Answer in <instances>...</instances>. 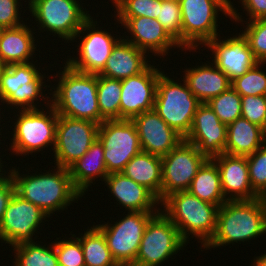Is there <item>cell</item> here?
<instances>
[{
	"mask_svg": "<svg viewBox=\"0 0 266 266\" xmlns=\"http://www.w3.org/2000/svg\"><path fill=\"white\" fill-rule=\"evenodd\" d=\"M10 165L12 168L9 167V174L14 181L16 193L28 202L38 206L50 220H52L53 214L56 216V214L65 213L66 209L70 208L69 206H73L75 202L78 203L82 197L86 199L73 185L68 168L53 166L52 164L51 167L53 168L51 170L50 167L45 170L48 166L39 169L30 164L29 168L25 167L23 169H27L26 171H21L24 166L22 167L20 163L18 165L21 168L17 165L13 167L12 163ZM29 171L32 173L30 174Z\"/></svg>",
	"mask_w": 266,
	"mask_h": 266,
	"instance_id": "cell-1",
	"label": "cell"
},
{
	"mask_svg": "<svg viewBox=\"0 0 266 266\" xmlns=\"http://www.w3.org/2000/svg\"><path fill=\"white\" fill-rule=\"evenodd\" d=\"M58 61L61 62L55 60L54 65L63 67H58L59 71L55 75L51 74L50 104L58 115L89 120L100 125L104 119L97 101V74L79 72L65 62L62 61V65Z\"/></svg>",
	"mask_w": 266,
	"mask_h": 266,
	"instance_id": "cell-2",
	"label": "cell"
},
{
	"mask_svg": "<svg viewBox=\"0 0 266 266\" xmlns=\"http://www.w3.org/2000/svg\"><path fill=\"white\" fill-rule=\"evenodd\" d=\"M37 61L10 64L1 67L0 107L4 109V113L5 110L9 113L12 110L38 109L50 105L49 96L51 89L49 88H51V83L49 82L51 81V74L49 75V72L45 73V70L48 71L53 67L56 71L58 68L53 66L54 63L47 64L49 65L48 69L47 65L42 68L43 63L40 65V62ZM44 78L48 79L46 80Z\"/></svg>",
	"mask_w": 266,
	"mask_h": 266,
	"instance_id": "cell-3",
	"label": "cell"
},
{
	"mask_svg": "<svg viewBox=\"0 0 266 266\" xmlns=\"http://www.w3.org/2000/svg\"><path fill=\"white\" fill-rule=\"evenodd\" d=\"M6 114L14 116L11 118L9 115L7 118H10V120L5 121V126H7V123L13 124V127L8 124L10 128L7 126L4 131V135H8L5 140H10L9 147L5 145L7 148L3 150L5 153L7 150V152L10 151L7 153L9 154L6 156L7 160H12L13 157L11 156L13 154L16 157L21 156L22 158L19 159L23 161H25L23 157L28 156L26 160H29V155L32 156L34 154L32 156L34 158L35 154L40 152L44 156L45 151L43 150H50L49 157L51 156L56 143V126L58 122V114L51 104L45 108L18 110V112L15 110ZM8 128L13 131H7Z\"/></svg>",
	"mask_w": 266,
	"mask_h": 266,
	"instance_id": "cell-4",
	"label": "cell"
},
{
	"mask_svg": "<svg viewBox=\"0 0 266 266\" xmlns=\"http://www.w3.org/2000/svg\"><path fill=\"white\" fill-rule=\"evenodd\" d=\"M266 235V204L259 198L253 200L226 201L219 207L216 231L210 242L201 250L220 249L236 245L252 244ZM245 243V244H244ZM215 248V249H214Z\"/></svg>",
	"mask_w": 266,
	"mask_h": 266,
	"instance_id": "cell-5",
	"label": "cell"
},
{
	"mask_svg": "<svg viewBox=\"0 0 266 266\" xmlns=\"http://www.w3.org/2000/svg\"><path fill=\"white\" fill-rule=\"evenodd\" d=\"M160 210L177 227L187 244L191 238L197 239L201 243L200 250L215 234L219 206L202 201L187 190L167 196L160 203Z\"/></svg>",
	"mask_w": 266,
	"mask_h": 266,
	"instance_id": "cell-6",
	"label": "cell"
},
{
	"mask_svg": "<svg viewBox=\"0 0 266 266\" xmlns=\"http://www.w3.org/2000/svg\"><path fill=\"white\" fill-rule=\"evenodd\" d=\"M27 3L29 12L26 13H30L28 18L31 17L28 21L34 24L32 27L38 37L45 39L49 35L54 36V39H46L49 41L47 43H51V40H56L55 43L62 40L60 42L64 41L65 45L71 43L82 25L94 13L86 9L82 0H28ZM41 32L49 34L44 35V38Z\"/></svg>",
	"mask_w": 266,
	"mask_h": 266,
	"instance_id": "cell-7",
	"label": "cell"
},
{
	"mask_svg": "<svg viewBox=\"0 0 266 266\" xmlns=\"http://www.w3.org/2000/svg\"><path fill=\"white\" fill-rule=\"evenodd\" d=\"M97 12L94 16H91L76 33L75 37L71 41L73 48H75L77 55L63 57L66 64H68L74 70L83 73L99 74L105 67L106 61L111 55L112 49L117 44V42L122 38L117 28H121L117 19L114 17V25H116V31L111 30L107 27L108 23H101L102 20L99 19V14ZM100 24L102 26H100ZM107 27V29H106ZM104 28V29H103ZM110 31V32H109ZM112 31V32H111ZM118 31V32H117ZM118 34H114V33ZM113 33V34H112ZM79 40V41H78ZM75 45V46H74ZM77 47V48H76Z\"/></svg>",
	"mask_w": 266,
	"mask_h": 266,
	"instance_id": "cell-8",
	"label": "cell"
},
{
	"mask_svg": "<svg viewBox=\"0 0 266 266\" xmlns=\"http://www.w3.org/2000/svg\"><path fill=\"white\" fill-rule=\"evenodd\" d=\"M174 73L173 71L168 75L165 70L160 73L154 110L171 128L185 138L191 130L195 112L201 102L192 94L181 74H178L180 75L178 78L174 77Z\"/></svg>",
	"mask_w": 266,
	"mask_h": 266,
	"instance_id": "cell-9",
	"label": "cell"
},
{
	"mask_svg": "<svg viewBox=\"0 0 266 266\" xmlns=\"http://www.w3.org/2000/svg\"><path fill=\"white\" fill-rule=\"evenodd\" d=\"M179 3L183 50H200L208 41L222 34L219 28L220 23L224 24L220 22L222 14L231 18L228 0H180Z\"/></svg>",
	"mask_w": 266,
	"mask_h": 266,
	"instance_id": "cell-10",
	"label": "cell"
},
{
	"mask_svg": "<svg viewBox=\"0 0 266 266\" xmlns=\"http://www.w3.org/2000/svg\"><path fill=\"white\" fill-rule=\"evenodd\" d=\"M126 213V214H125ZM157 212H123L117 220H101L94 223L106 238L113 259L119 266H132L135 263L144 230L149 219ZM125 214V215H124ZM116 221V222H115Z\"/></svg>",
	"mask_w": 266,
	"mask_h": 266,
	"instance_id": "cell-11",
	"label": "cell"
},
{
	"mask_svg": "<svg viewBox=\"0 0 266 266\" xmlns=\"http://www.w3.org/2000/svg\"><path fill=\"white\" fill-rule=\"evenodd\" d=\"M187 245L177 227L159 210L146 225L132 266H163L169 260L173 261Z\"/></svg>",
	"mask_w": 266,
	"mask_h": 266,
	"instance_id": "cell-12",
	"label": "cell"
},
{
	"mask_svg": "<svg viewBox=\"0 0 266 266\" xmlns=\"http://www.w3.org/2000/svg\"><path fill=\"white\" fill-rule=\"evenodd\" d=\"M46 221H50L49 217L38 206L15 192L0 224V243L12 247L24 242L37 241L41 239L38 238L39 234L40 237L42 235L40 232L46 231L43 230V225L47 224L51 227L45 223Z\"/></svg>",
	"mask_w": 266,
	"mask_h": 266,
	"instance_id": "cell-13",
	"label": "cell"
},
{
	"mask_svg": "<svg viewBox=\"0 0 266 266\" xmlns=\"http://www.w3.org/2000/svg\"><path fill=\"white\" fill-rule=\"evenodd\" d=\"M120 26L123 27L119 30H125L122 37L135 45L142 51H145L151 58L154 56L160 58L162 61H167L174 49H179L185 54L192 52L200 53V50H183L180 45L169 35L165 28L160 24L157 19H151L145 16L141 17H115ZM127 34V35H126ZM170 53V54H169ZM153 55V56H152ZM168 56V57H165ZM164 58V59H163Z\"/></svg>",
	"mask_w": 266,
	"mask_h": 266,
	"instance_id": "cell-14",
	"label": "cell"
},
{
	"mask_svg": "<svg viewBox=\"0 0 266 266\" xmlns=\"http://www.w3.org/2000/svg\"><path fill=\"white\" fill-rule=\"evenodd\" d=\"M99 124L58 115L56 143L52 153L54 165L69 168L97 139Z\"/></svg>",
	"mask_w": 266,
	"mask_h": 266,
	"instance_id": "cell-15",
	"label": "cell"
},
{
	"mask_svg": "<svg viewBox=\"0 0 266 266\" xmlns=\"http://www.w3.org/2000/svg\"><path fill=\"white\" fill-rule=\"evenodd\" d=\"M108 173L121 172L126 164L142 151L132 120H104L98 128Z\"/></svg>",
	"mask_w": 266,
	"mask_h": 266,
	"instance_id": "cell-16",
	"label": "cell"
},
{
	"mask_svg": "<svg viewBox=\"0 0 266 266\" xmlns=\"http://www.w3.org/2000/svg\"><path fill=\"white\" fill-rule=\"evenodd\" d=\"M207 159L195 145L184 139L162 157L161 202L172 193L188 190Z\"/></svg>",
	"mask_w": 266,
	"mask_h": 266,
	"instance_id": "cell-17",
	"label": "cell"
},
{
	"mask_svg": "<svg viewBox=\"0 0 266 266\" xmlns=\"http://www.w3.org/2000/svg\"><path fill=\"white\" fill-rule=\"evenodd\" d=\"M228 32L230 36H223L222 33V36L219 35L208 41L201 51L211 52L208 55L211 61L232 81L252 69L258 61L241 32H237V29L235 35L234 32L232 35L231 31Z\"/></svg>",
	"mask_w": 266,
	"mask_h": 266,
	"instance_id": "cell-18",
	"label": "cell"
},
{
	"mask_svg": "<svg viewBox=\"0 0 266 266\" xmlns=\"http://www.w3.org/2000/svg\"><path fill=\"white\" fill-rule=\"evenodd\" d=\"M152 62L143 72L121 80L120 120L154 109L157 81L164 69Z\"/></svg>",
	"mask_w": 266,
	"mask_h": 266,
	"instance_id": "cell-19",
	"label": "cell"
},
{
	"mask_svg": "<svg viewBox=\"0 0 266 266\" xmlns=\"http://www.w3.org/2000/svg\"><path fill=\"white\" fill-rule=\"evenodd\" d=\"M227 125L222 123L208 103H201L195 112L192 127L185 141L195 145L207 158L225 153Z\"/></svg>",
	"mask_w": 266,
	"mask_h": 266,
	"instance_id": "cell-20",
	"label": "cell"
},
{
	"mask_svg": "<svg viewBox=\"0 0 266 266\" xmlns=\"http://www.w3.org/2000/svg\"><path fill=\"white\" fill-rule=\"evenodd\" d=\"M99 183L105 184L103 187L106 186L108 190L104 188V191H108V196L115 199L116 210L122 209L125 212H158L160 210L158 198L145 186L136 183L122 172L109 173L104 182ZM118 205L120 208L117 209Z\"/></svg>",
	"mask_w": 266,
	"mask_h": 266,
	"instance_id": "cell-21",
	"label": "cell"
},
{
	"mask_svg": "<svg viewBox=\"0 0 266 266\" xmlns=\"http://www.w3.org/2000/svg\"><path fill=\"white\" fill-rule=\"evenodd\" d=\"M143 152L164 157L184 138L152 109L133 117Z\"/></svg>",
	"mask_w": 266,
	"mask_h": 266,
	"instance_id": "cell-22",
	"label": "cell"
},
{
	"mask_svg": "<svg viewBox=\"0 0 266 266\" xmlns=\"http://www.w3.org/2000/svg\"><path fill=\"white\" fill-rule=\"evenodd\" d=\"M211 159L219 169L221 188L227 201L258 198L250 184L247 156L222 153Z\"/></svg>",
	"mask_w": 266,
	"mask_h": 266,
	"instance_id": "cell-23",
	"label": "cell"
},
{
	"mask_svg": "<svg viewBox=\"0 0 266 266\" xmlns=\"http://www.w3.org/2000/svg\"><path fill=\"white\" fill-rule=\"evenodd\" d=\"M29 23L28 21L17 27L3 29L0 35V64L2 66L29 63L37 60L34 59L37 58L36 55L39 56L40 62H43L41 60L44 58L36 54V51L42 54L41 49L38 48L41 43L40 38L36 35L32 24Z\"/></svg>",
	"mask_w": 266,
	"mask_h": 266,
	"instance_id": "cell-24",
	"label": "cell"
},
{
	"mask_svg": "<svg viewBox=\"0 0 266 266\" xmlns=\"http://www.w3.org/2000/svg\"><path fill=\"white\" fill-rule=\"evenodd\" d=\"M196 63L192 65L193 67L185 66L184 71H180L179 74L183 73L181 77L185 80L192 94L201 103L209 102L212 98L231 87V81L228 76L211 60L206 62L198 61Z\"/></svg>",
	"mask_w": 266,
	"mask_h": 266,
	"instance_id": "cell-25",
	"label": "cell"
},
{
	"mask_svg": "<svg viewBox=\"0 0 266 266\" xmlns=\"http://www.w3.org/2000/svg\"><path fill=\"white\" fill-rule=\"evenodd\" d=\"M150 59L154 58L122 37L98 75L119 80L129 78L143 72L152 63Z\"/></svg>",
	"mask_w": 266,
	"mask_h": 266,
	"instance_id": "cell-26",
	"label": "cell"
},
{
	"mask_svg": "<svg viewBox=\"0 0 266 266\" xmlns=\"http://www.w3.org/2000/svg\"><path fill=\"white\" fill-rule=\"evenodd\" d=\"M68 169L73 185L83 196H86L88 191H94L92 189V184L95 185L98 181H102L103 183L109 175L105 164L101 141L97 138L92 143L89 150ZM90 188L92 190H89Z\"/></svg>",
	"mask_w": 266,
	"mask_h": 266,
	"instance_id": "cell-27",
	"label": "cell"
},
{
	"mask_svg": "<svg viewBox=\"0 0 266 266\" xmlns=\"http://www.w3.org/2000/svg\"><path fill=\"white\" fill-rule=\"evenodd\" d=\"M266 143V131L240 117L227 125L225 153L248 156Z\"/></svg>",
	"mask_w": 266,
	"mask_h": 266,
	"instance_id": "cell-28",
	"label": "cell"
},
{
	"mask_svg": "<svg viewBox=\"0 0 266 266\" xmlns=\"http://www.w3.org/2000/svg\"><path fill=\"white\" fill-rule=\"evenodd\" d=\"M128 178L150 190L161 203L162 157L141 151L121 171Z\"/></svg>",
	"mask_w": 266,
	"mask_h": 266,
	"instance_id": "cell-29",
	"label": "cell"
},
{
	"mask_svg": "<svg viewBox=\"0 0 266 266\" xmlns=\"http://www.w3.org/2000/svg\"><path fill=\"white\" fill-rule=\"evenodd\" d=\"M187 191L200 200L219 207L227 201L222 192L219 169L209 158L199 168Z\"/></svg>",
	"mask_w": 266,
	"mask_h": 266,
	"instance_id": "cell-30",
	"label": "cell"
},
{
	"mask_svg": "<svg viewBox=\"0 0 266 266\" xmlns=\"http://www.w3.org/2000/svg\"><path fill=\"white\" fill-rule=\"evenodd\" d=\"M90 226V228H89ZM74 234L81 243L85 266H119L113 259L102 231L91 224ZM86 230V231H85Z\"/></svg>",
	"mask_w": 266,
	"mask_h": 266,
	"instance_id": "cell-31",
	"label": "cell"
},
{
	"mask_svg": "<svg viewBox=\"0 0 266 266\" xmlns=\"http://www.w3.org/2000/svg\"><path fill=\"white\" fill-rule=\"evenodd\" d=\"M43 240L42 238V241L24 242L10 247L9 251L13 250L10 252L14 253L11 255L14 256L11 266H59L53 241L49 243Z\"/></svg>",
	"mask_w": 266,
	"mask_h": 266,
	"instance_id": "cell-32",
	"label": "cell"
},
{
	"mask_svg": "<svg viewBox=\"0 0 266 266\" xmlns=\"http://www.w3.org/2000/svg\"><path fill=\"white\" fill-rule=\"evenodd\" d=\"M121 80L97 74V101L104 120H120Z\"/></svg>",
	"mask_w": 266,
	"mask_h": 266,
	"instance_id": "cell-33",
	"label": "cell"
},
{
	"mask_svg": "<svg viewBox=\"0 0 266 266\" xmlns=\"http://www.w3.org/2000/svg\"><path fill=\"white\" fill-rule=\"evenodd\" d=\"M265 64L266 63L258 62L252 69H249L242 76L232 80L231 87L241 96L266 95Z\"/></svg>",
	"mask_w": 266,
	"mask_h": 266,
	"instance_id": "cell-34",
	"label": "cell"
},
{
	"mask_svg": "<svg viewBox=\"0 0 266 266\" xmlns=\"http://www.w3.org/2000/svg\"><path fill=\"white\" fill-rule=\"evenodd\" d=\"M243 26L240 32L247 39L249 48L258 62L266 63V17L246 22H233ZM242 23V24H241ZM245 24V25H244Z\"/></svg>",
	"mask_w": 266,
	"mask_h": 266,
	"instance_id": "cell-35",
	"label": "cell"
},
{
	"mask_svg": "<svg viewBox=\"0 0 266 266\" xmlns=\"http://www.w3.org/2000/svg\"><path fill=\"white\" fill-rule=\"evenodd\" d=\"M207 103L219 120L226 125L241 117V95L232 87Z\"/></svg>",
	"mask_w": 266,
	"mask_h": 266,
	"instance_id": "cell-36",
	"label": "cell"
},
{
	"mask_svg": "<svg viewBox=\"0 0 266 266\" xmlns=\"http://www.w3.org/2000/svg\"><path fill=\"white\" fill-rule=\"evenodd\" d=\"M111 6L112 11L114 10V13H110L112 18L141 16L158 18L159 0H113Z\"/></svg>",
	"mask_w": 266,
	"mask_h": 266,
	"instance_id": "cell-37",
	"label": "cell"
},
{
	"mask_svg": "<svg viewBox=\"0 0 266 266\" xmlns=\"http://www.w3.org/2000/svg\"><path fill=\"white\" fill-rule=\"evenodd\" d=\"M64 235L62 233L63 238L59 236L53 241L59 266H85L80 240L72 231L70 237L66 236L68 234Z\"/></svg>",
	"mask_w": 266,
	"mask_h": 266,
	"instance_id": "cell-38",
	"label": "cell"
},
{
	"mask_svg": "<svg viewBox=\"0 0 266 266\" xmlns=\"http://www.w3.org/2000/svg\"><path fill=\"white\" fill-rule=\"evenodd\" d=\"M157 20L182 48V14L180 3L159 1Z\"/></svg>",
	"mask_w": 266,
	"mask_h": 266,
	"instance_id": "cell-39",
	"label": "cell"
},
{
	"mask_svg": "<svg viewBox=\"0 0 266 266\" xmlns=\"http://www.w3.org/2000/svg\"><path fill=\"white\" fill-rule=\"evenodd\" d=\"M252 189L259 195L266 188V143L247 156Z\"/></svg>",
	"mask_w": 266,
	"mask_h": 266,
	"instance_id": "cell-40",
	"label": "cell"
},
{
	"mask_svg": "<svg viewBox=\"0 0 266 266\" xmlns=\"http://www.w3.org/2000/svg\"><path fill=\"white\" fill-rule=\"evenodd\" d=\"M23 1L28 2V0H0V25L3 28H13L27 22L29 18L25 12L28 10V3L25 4Z\"/></svg>",
	"mask_w": 266,
	"mask_h": 266,
	"instance_id": "cell-41",
	"label": "cell"
},
{
	"mask_svg": "<svg viewBox=\"0 0 266 266\" xmlns=\"http://www.w3.org/2000/svg\"><path fill=\"white\" fill-rule=\"evenodd\" d=\"M241 117L266 131V95L241 96Z\"/></svg>",
	"mask_w": 266,
	"mask_h": 266,
	"instance_id": "cell-42",
	"label": "cell"
},
{
	"mask_svg": "<svg viewBox=\"0 0 266 266\" xmlns=\"http://www.w3.org/2000/svg\"><path fill=\"white\" fill-rule=\"evenodd\" d=\"M239 10L243 12H240ZM242 13H245L243 15H245L246 17H244ZM264 17H266V0H245L242 3L241 8L236 9L231 14L230 19L231 22H246Z\"/></svg>",
	"mask_w": 266,
	"mask_h": 266,
	"instance_id": "cell-43",
	"label": "cell"
},
{
	"mask_svg": "<svg viewBox=\"0 0 266 266\" xmlns=\"http://www.w3.org/2000/svg\"><path fill=\"white\" fill-rule=\"evenodd\" d=\"M16 192L15 184L8 174L3 180L0 181V224L5 214L6 207L11 201L14 193Z\"/></svg>",
	"mask_w": 266,
	"mask_h": 266,
	"instance_id": "cell-44",
	"label": "cell"
},
{
	"mask_svg": "<svg viewBox=\"0 0 266 266\" xmlns=\"http://www.w3.org/2000/svg\"><path fill=\"white\" fill-rule=\"evenodd\" d=\"M1 146L3 147L5 145H0V148H1ZM0 151L2 153H4L2 150H0ZM1 152H0V181L3 180L9 174V168H7L8 164L5 161L6 159H4V161H3V158L7 155V153L2 155ZM4 163H6V165Z\"/></svg>",
	"mask_w": 266,
	"mask_h": 266,
	"instance_id": "cell-45",
	"label": "cell"
},
{
	"mask_svg": "<svg viewBox=\"0 0 266 266\" xmlns=\"http://www.w3.org/2000/svg\"><path fill=\"white\" fill-rule=\"evenodd\" d=\"M254 259L251 260L250 266H266V251L264 250V254L261 253L259 256H254Z\"/></svg>",
	"mask_w": 266,
	"mask_h": 266,
	"instance_id": "cell-46",
	"label": "cell"
},
{
	"mask_svg": "<svg viewBox=\"0 0 266 266\" xmlns=\"http://www.w3.org/2000/svg\"><path fill=\"white\" fill-rule=\"evenodd\" d=\"M2 108L0 107V113L2 114H0V138H3L2 140L0 139V145H5V142L7 141V140H5L4 138L6 137L5 135H3V134H5L3 131H5L4 129H5V127L6 126H4V124L5 123H3L2 125H1V123L3 122V121H5V119L6 120H8L7 118H5V117H7V116H5L6 114H4L3 113V111L1 110ZM3 116V118H1ZM2 119H3V121H2ZM3 126V127H2ZM4 128V129H3ZM3 133V134H2ZM3 135V136H2ZM1 141H4V142H1Z\"/></svg>",
	"mask_w": 266,
	"mask_h": 266,
	"instance_id": "cell-47",
	"label": "cell"
},
{
	"mask_svg": "<svg viewBox=\"0 0 266 266\" xmlns=\"http://www.w3.org/2000/svg\"><path fill=\"white\" fill-rule=\"evenodd\" d=\"M234 1L235 0H233V1H231V0H228V8H229V11H230V14H232L236 9H238L239 8V4H242L245 0H237V2L239 3L237 6L238 7H236L234 4Z\"/></svg>",
	"mask_w": 266,
	"mask_h": 266,
	"instance_id": "cell-48",
	"label": "cell"
},
{
	"mask_svg": "<svg viewBox=\"0 0 266 266\" xmlns=\"http://www.w3.org/2000/svg\"><path fill=\"white\" fill-rule=\"evenodd\" d=\"M258 198L266 204V188L258 195Z\"/></svg>",
	"mask_w": 266,
	"mask_h": 266,
	"instance_id": "cell-49",
	"label": "cell"
},
{
	"mask_svg": "<svg viewBox=\"0 0 266 266\" xmlns=\"http://www.w3.org/2000/svg\"><path fill=\"white\" fill-rule=\"evenodd\" d=\"M161 2H180V0H159Z\"/></svg>",
	"mask_w": 266,
	"mask_h": 266,
	"instance_id": "cell-50",
	"label": "cell"
},
{
	"mask_svg": "<svg viewBox=\"0 0 266 266\" xmlns=\"http://www.w3.org/2000/svg\"><path fill=\"white\" fill-rule=\"evenodd\" d=\"M3 29L4 28L0 25V35L2 34Z\"/></svg>",
	"mask_w": 266,
	"mask_h": 266,
	"instance_id": "cell-51",
	"label": "cell"
}]
</instances>
